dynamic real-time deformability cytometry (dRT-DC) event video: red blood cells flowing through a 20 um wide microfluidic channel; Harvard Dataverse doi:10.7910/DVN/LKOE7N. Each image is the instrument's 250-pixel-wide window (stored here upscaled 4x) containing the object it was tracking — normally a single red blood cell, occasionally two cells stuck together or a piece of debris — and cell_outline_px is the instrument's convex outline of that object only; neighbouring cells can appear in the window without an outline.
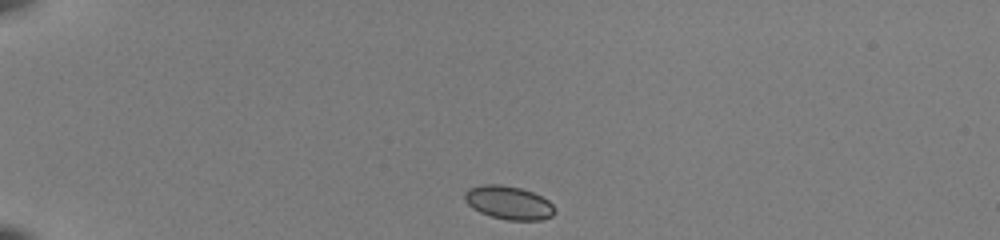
{"species": "common noctule bat (a hibernating species)", "species_latin": "Nyctalus noctula", "temperature_condition": "room temperature", "stored_images_in_passage": 40, "camera_frame_rate_fps": 3000, "um_per_image_px": 0.085, "animal": {"sex": "female", "body_mass_g": 22.0, "forearm_length_mm": 56.7}, "frame": {"image": 1, "passage_image": 1, "time_ms": 0.0, "image_size_px": [1000, 240], "cell_outline_px": [[556, 212], [552, 216], [540, 220], [508, 220], [492, 216], [480, 212], [472, 208], [464, 200], [464, 192], [468, 188], [484, 184], [500, 184], [520, 188], [532, 192], [548, 200], [552, 204]], "centroid_in_image_um": [43.22, 17.22], "position_along_channel_um": 41.8, "area_um2": 17.51}}
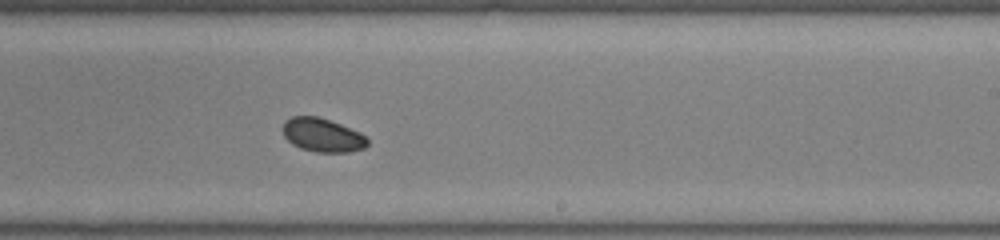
{"frame": {"image": 2, "passage_image": 22, "time_ms": 7.0, "image_size_px": [1000, 240], "cell_outline_px": [[368, 144], [364, 148], [348, 152], [316, 152], [300, 148], [292, 144], [284, 136], [280, 128], [284, 120], [292, 116], [316, 116], [340, 124], [360, 132], [368, 140]], "centroid_in_image_um": [27.35, 11.48], "position_along_channel_um": 261.6, "area_um2": 16.7}}
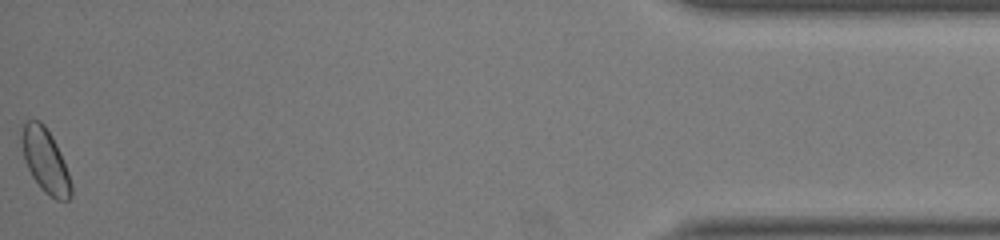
{"frame": {"image": 3, "passage_image": 40, "time_ms": 13.0, "image_size_px": [1000, 240], "cell_outline_px": [[72, 196], [68, 200], [56, 200], [44, 192], [40, 188], [32, 176], [24, 160], [20, 140], [20, 136], [24, 120], [40, 120], [44, 124], [52, 136], [60, 152], [68, 172], [72, 184]], "centroid_in_image_um": [3.84, 13.64], "position_along_channel_um": 431.4, "area_um2": 18.67}, "authors_computed_cell_mechanics": {"area_um2": 17.1666, "velocity_mm_per_s": 3.9759, "shape_relaxation_time_tau1_ms": 4.0277, "shape_relaxation_time_tau2_ms": null, "deformation_change_tau1": 0.0502, "deformation_change_tau2": null}}